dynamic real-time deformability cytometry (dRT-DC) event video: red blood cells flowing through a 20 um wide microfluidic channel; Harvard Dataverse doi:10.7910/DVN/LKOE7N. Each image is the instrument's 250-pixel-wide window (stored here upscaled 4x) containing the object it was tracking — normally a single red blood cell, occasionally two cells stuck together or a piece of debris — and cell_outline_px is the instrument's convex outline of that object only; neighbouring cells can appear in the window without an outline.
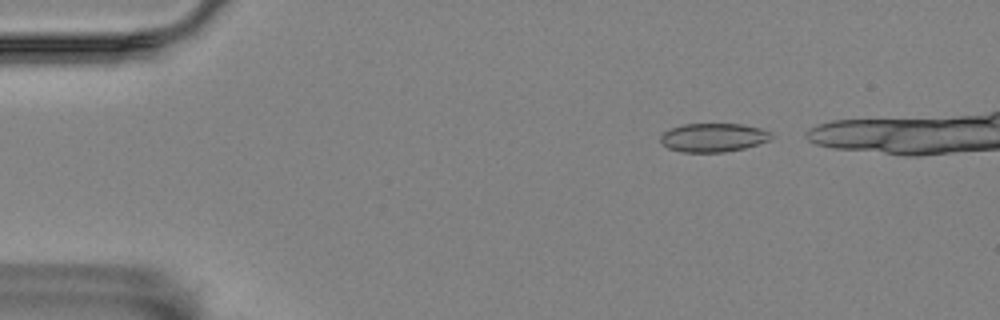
{"species": "Egyptian fruit bat (a non-hibernating species)", "species_latin": "Rousettus aegyptiacus", "temperature_condition": "room temperature", "stored_images_in_passage": 11, "camera_frame_rate_fps": 3000, "um_per_image_px": 0.085, "animal": {"sex": "female"}, "frame": {"image": 1, "passage_image": 2, "time_ms": 0.333, "image_size_px": [1000, 320], "cell_outline_px": [[772, 136], [768, 140], [744, 148], [724, 152], [680, 152], [668, 148], [660, 140], [660, 136], [664, 132], [672, 128], [684, 124], [740, 124], [760, 128], [772, 132]], "centroid_in_image_um": [60.62, 11.69], "position_along_channel_um": 24.4, "area_um2": 18.32}}